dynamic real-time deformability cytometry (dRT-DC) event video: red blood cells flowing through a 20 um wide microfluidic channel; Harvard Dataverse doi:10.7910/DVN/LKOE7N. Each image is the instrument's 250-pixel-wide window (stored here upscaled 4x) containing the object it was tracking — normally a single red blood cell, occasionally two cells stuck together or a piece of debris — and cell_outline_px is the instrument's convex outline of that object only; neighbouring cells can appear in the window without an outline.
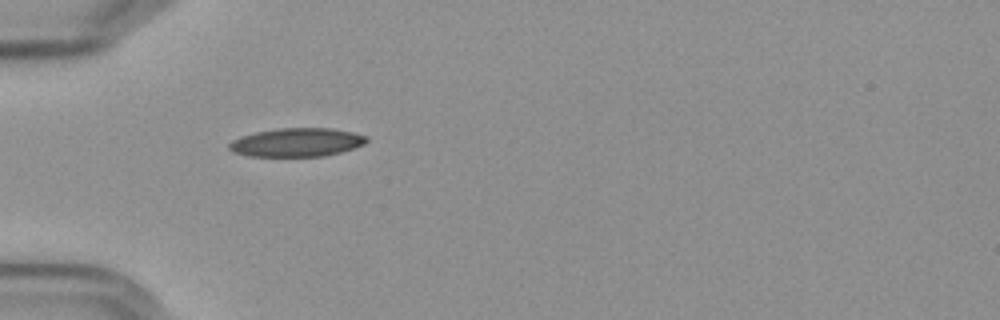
{"species": "Egyptian fruit bat (a non-hibernating species)", "species_latin": "Rousettus aegyptiacus", "temperature_condition": "cold", "stored_images_in_passage": 40, "camera_frame_rate_fps": 3000, "um_per_image_px": 0.085, "frame": {"image": 1, "passage_image": 1, "time_ms": 0.0, "image_size_px": [1000, 320], "cell_outline_px": [[368, 140], [364, 144], [340, 152], [324, 156], [248, 156], [236, 152], [228, 148], [228, 144], [232, 140], [240, 136], [256, 132], [276, 128], [332, 128], [352, 132], [368, 136]], "centroid_in_image_um": [25.22, 12.09], "position_along_channel_um": 59.8, "area_um2": 22.83}}
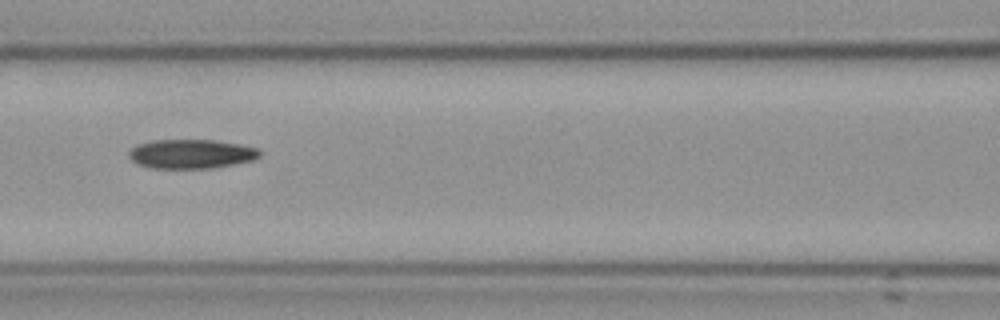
{"frame": {"image": 2, "passage_image": 9, "time_ms": 2.667, "image_size_px": [1000, 320], "cell_outline_px": [[260, 156], [256, 160], [212, 168], [152, 168], [140, 164], [132, 160], [128, 156], [128, 152], [132, 148], [140, 144], [152, 140], [212, 140], [240, 144], [260, 148]], "centroid_in_image_um": [16.31, 13.08], "position_along_channel_um": 150.3, "area_um2": 22.25}}
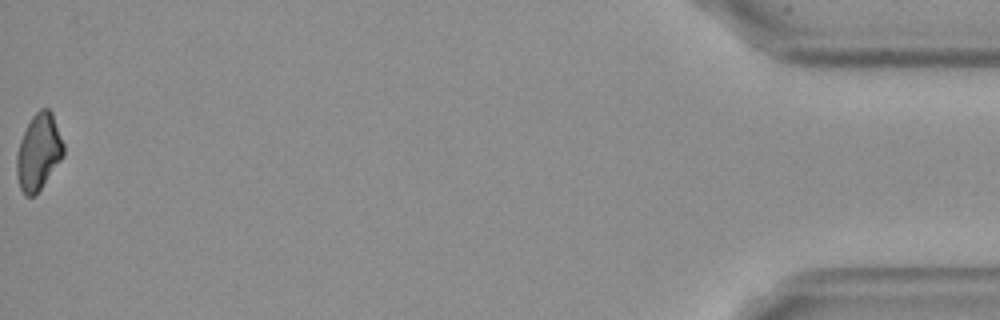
{"frame": {"image": 3, "passage_image": 40, "time_ms": 13.0, "image_size_px": [1000, 320], "cell_outline_px": [[64, 156], [40, 188], [32, 196], [24, 196], [20, 188], [16, 172], [16, 156], [20, 140], [32, 116], [40, 108], [48, 108], [52, 112], [64, 144]], "centroid_in_image_um": [3.28, 12.9], "position_along_channel_um": 431.9, "area_um2": 20.63}, "authors_computed_cell_mechanics": {"area_um2": 22.2241, "velocity_mm_per_s": 3.6025, "shape_relaxation_time_tau1_ms": null, "shape_relaxation_time_tau2_ms": 5.7616, "deformation_change_tau1": null, "deformation_change_tau2": 0.1274}}